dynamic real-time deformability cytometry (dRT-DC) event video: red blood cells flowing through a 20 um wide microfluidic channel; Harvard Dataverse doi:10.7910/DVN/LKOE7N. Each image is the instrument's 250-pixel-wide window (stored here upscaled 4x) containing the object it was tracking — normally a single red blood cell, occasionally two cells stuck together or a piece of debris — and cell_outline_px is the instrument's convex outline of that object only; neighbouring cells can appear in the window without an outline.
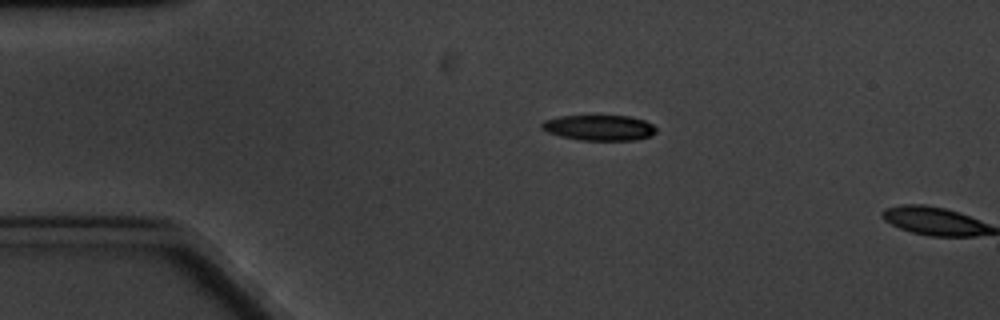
{"species": "common noctule bat (a hibernating species)", "species_latin": "Nyctalus noctula", "temperature_condition": "cold", "stored_images_in_passage": 2, "camera_frame_rate_fps": 3000, "um_per_image_px": 0.085, "animal": {"sex": "male", "body_mass_g": 20.1, "forearm_length_mm": 53.5}, "frame": {"image": 1, "passage_image": 1, "time_ms": 0.0, "image_size_px": [1000, 320], "cell_outline_px": [[656, 132], [652, 136], [636, 140], [580, 140], [560, 136], [548, 132], [540, 128], [540, 124], [544, 120], [560, 116], [628, 116], [644, 120], [652, 124], [656, 128]], "centroid_in_image_um": [50.93, 10.86], "position_along_channel_um": 34.1, "area_um2": 17.05}}